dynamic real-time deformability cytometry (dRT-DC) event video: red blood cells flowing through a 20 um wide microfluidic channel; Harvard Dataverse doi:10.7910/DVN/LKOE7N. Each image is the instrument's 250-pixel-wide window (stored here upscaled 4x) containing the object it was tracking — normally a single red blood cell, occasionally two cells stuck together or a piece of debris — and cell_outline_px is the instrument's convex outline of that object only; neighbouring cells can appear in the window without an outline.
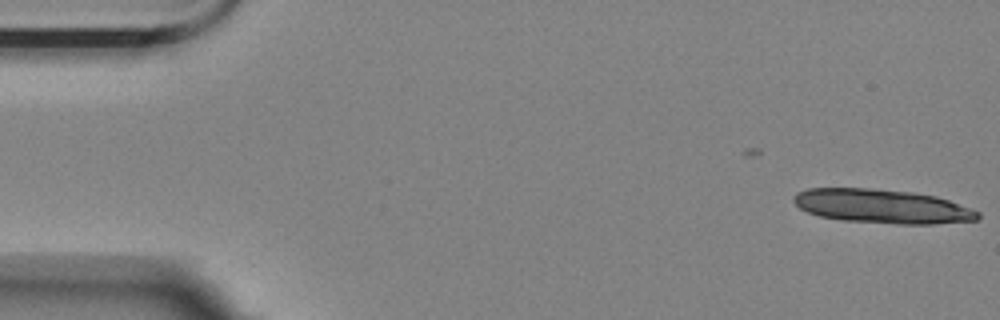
{"species": "Egyptian fruit bat (a non-hibernating species)", "species_latin": "Rousettus aegyptiacus", "temperature_condition": "room temperature", "stored_images_in_passage": 3, "camera_frame_rate_fps": 3000, "um_per_image_px": 0.085, "animal": {"sex": "female"}, "frame": {"image": 1, "passage_image": 3, "time_ms": 0.667, "image_size_px": [1000, 320], "cell_outline_px": [[980, 216], [976, 220], [932, 224], [896, 224], [844, 220], [820, 216], [808, 212], [800, 208], [792, 200], [792, 196], [796, 192], [808, 188], [872, 188], [912, 192], [936, 196], [972, 208], [980, 212]], "centroid_in_image_um": [74.98, 17.53], "position_along_channel_um": 10.0, "area_um2": 36.59}}